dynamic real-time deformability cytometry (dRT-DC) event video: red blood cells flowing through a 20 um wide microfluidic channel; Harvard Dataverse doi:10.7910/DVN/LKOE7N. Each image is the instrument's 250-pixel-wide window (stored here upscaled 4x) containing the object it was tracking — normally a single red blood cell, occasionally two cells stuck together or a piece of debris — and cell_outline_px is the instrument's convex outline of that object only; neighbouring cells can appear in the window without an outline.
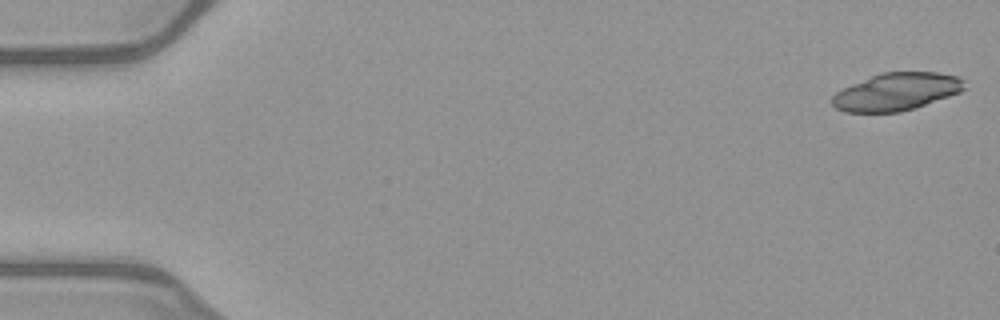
{"species": "common noctule bat (a hibernating species)", "species_latin": "Nyctalus noctula", "temperature_condition": "warm", "stored_images_in_passage": 11, "camera_frame_rate_fps": 3000, "um_per_image_px": 0.085, "animal": {"sex": "female", "body_mass_g": 21.9}, "frame": {"image": 1, "passage_image": 1, "time_ms": 0.0, "image_size_px": [1000, 320], "cell_outline_px": [[968, 88], [960, 92], [916, 108], [900, 112], [844, 112], [836, 108], [832, 104], [832, 96], [836, 92], [852, 84], [880, 72], [936, 72], [960, 76], [964, 80]], "centroid_in_image_um": [76.25, 7.79], "position_along_channel_um": 8.8, "area_um2": 29.13}}